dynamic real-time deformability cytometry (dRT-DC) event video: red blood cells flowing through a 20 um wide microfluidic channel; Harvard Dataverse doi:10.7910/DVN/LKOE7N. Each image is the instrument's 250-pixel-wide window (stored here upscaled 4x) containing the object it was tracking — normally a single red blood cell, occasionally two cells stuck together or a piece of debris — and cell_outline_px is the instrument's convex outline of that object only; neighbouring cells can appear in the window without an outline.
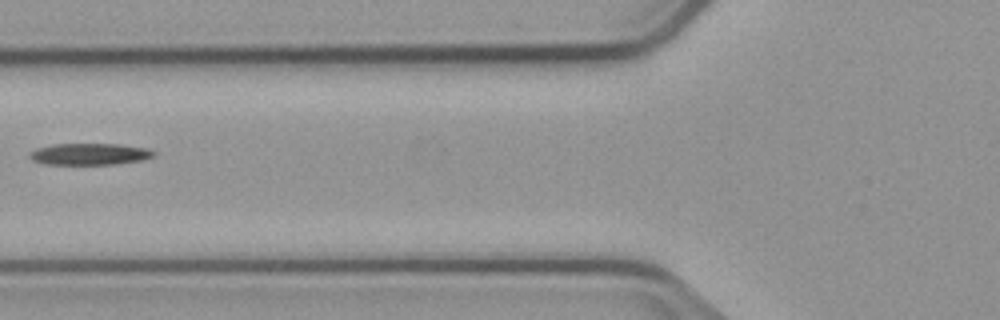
{"species": "common noctule bat (a hibernating species)", "species_latin": "Nyctalus noctula", "temperature_condition": "cold", "stored_images_in_passage": 6, "camera_frame_rate_fps": 3000, "um_per_image_px": 0.085, "animal": {"sex": "male", "body_mass_g": 23.1, "forearm_length_mm": 52.7}, "frame": {"image": 1, "passage_image": 6, "time_ms": 6.667, "image_size_px": [1000, 320], "cell_outline_px": [[156, 156], [144, 160], [116, 164], [48, 164], [32, 160], [28, 156], [28, 152], [36, 148], [52, 144], [120, 144], [148, 148], [156, 152]], "centroid_in_image_um": [7.65, 13.09], "position_along_channel_um": 118.1, "area_um2": 15.84}}